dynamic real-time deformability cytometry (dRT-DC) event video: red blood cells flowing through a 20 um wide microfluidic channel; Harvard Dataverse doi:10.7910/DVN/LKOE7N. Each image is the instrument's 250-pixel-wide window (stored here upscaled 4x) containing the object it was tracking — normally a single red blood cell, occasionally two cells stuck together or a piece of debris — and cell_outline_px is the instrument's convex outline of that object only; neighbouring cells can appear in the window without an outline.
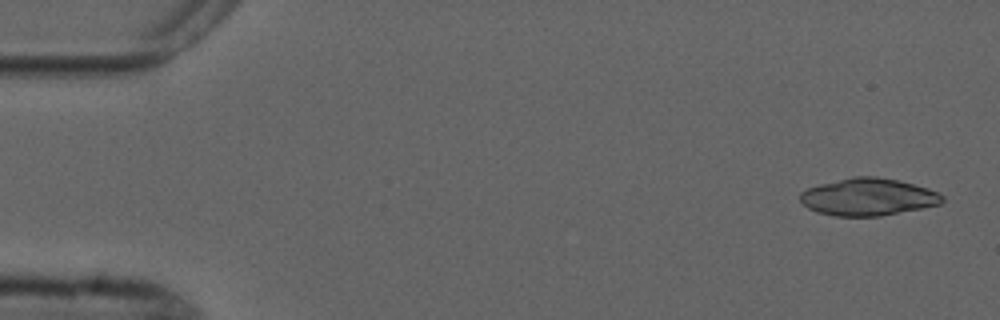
{"species": "common noctule bat (a hibernating species)", "species_latin": "Nyctalus noctula", "temperature_condition": "cold", "stored_images_in_passage": 4, "camera_frame_rate_fps": 3000, "um_per_image_px": 0.085, "animal": {"sex": "male", "forearm_length_mm": 52.5}, "frame": {"image": 1, "passage_image": 1, "time_ms": 0.0, "image_size_px": [1000, 320], "cell_outline_px": [[944, 200], [940, 204], [880, 216], [832, 216], [816, 212], [808, 208], [800, 200], [800, 192], [808, 188], [820, 184], [852, 176], [876, 176], [900, 180], [928, 188], [944, 196]], "centroid_in_image_um": [73.77, 16.73], "position_along_channel_um": 11.2, "area_um2": 30.92}}